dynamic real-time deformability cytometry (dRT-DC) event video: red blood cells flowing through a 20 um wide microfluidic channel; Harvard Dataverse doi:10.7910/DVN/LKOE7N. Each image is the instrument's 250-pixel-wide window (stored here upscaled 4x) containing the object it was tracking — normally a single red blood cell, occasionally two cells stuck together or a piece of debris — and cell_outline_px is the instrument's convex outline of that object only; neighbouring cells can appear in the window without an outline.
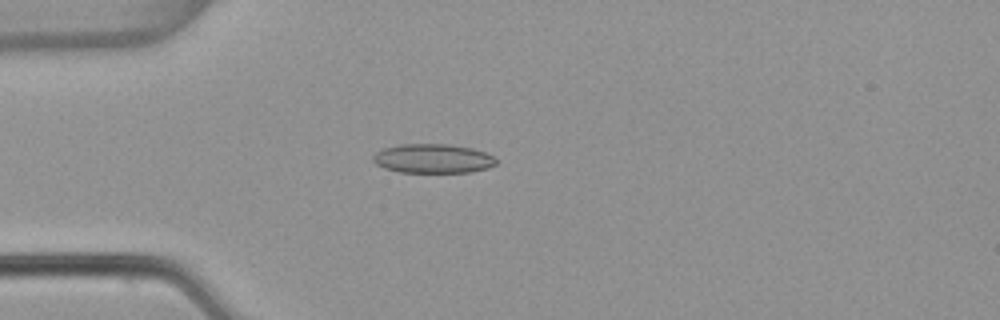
{"species": "common noctule bat (a hibernating species)", "species_latin": "Nyctalus noctula", "temperature_condition": "warm", "stored_images_in_passage": 54, "camera_frame_rate_fps": 3000, "um_per_image_px": 0.085, "animal": {"sex": "female", "body_mass_g": 22.7, "forearm_length_mm": 54.2}, "frame": {"image": 1, "passage_image": 15, "time_ms": 4.667, "image_size_px": [1000, 320], "cell_outline_px": [[496, 164], [488, 168], [472, 172], [400, 172], [384, 168], [376, 164], [372, 160], [372, 156], [376, 152], [384, 148], [400, 144], [448, 144], [472, 148], [484, 152], [492, 156], [496, 160]], "centroid_in_image_um": [36.78, 13.48], "position_along_channel_um": 48.2, "area_um2": 20.92}}
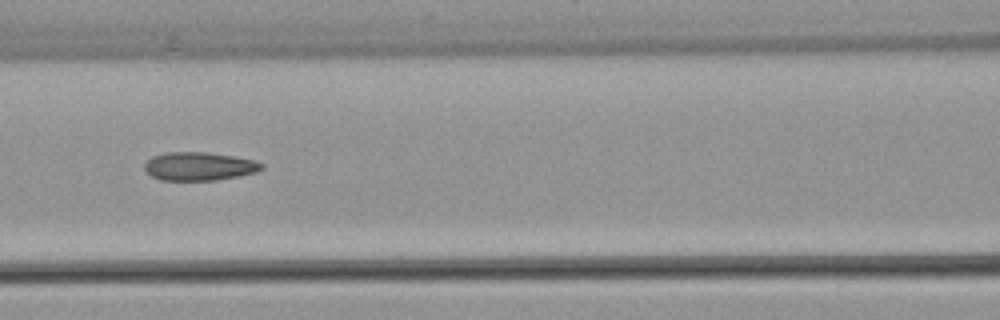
{"frame": {"image": 2, "passage_image": 24, "time_ms": 7.667, "image_size_px": [1000, 320], "cell_outline_px": [[264, 168], [256, 172], [240, 176], [216, 180], [160, 180], [152, 176], [144, 168], [144, 164], [152, 156], [168, 152], [208, 152], [256, 160], [264, 164]], "centroid_in_image_um": [16.96, 14.13], "position_along_channel_um": 149.6, "area_um2": 19.42}}
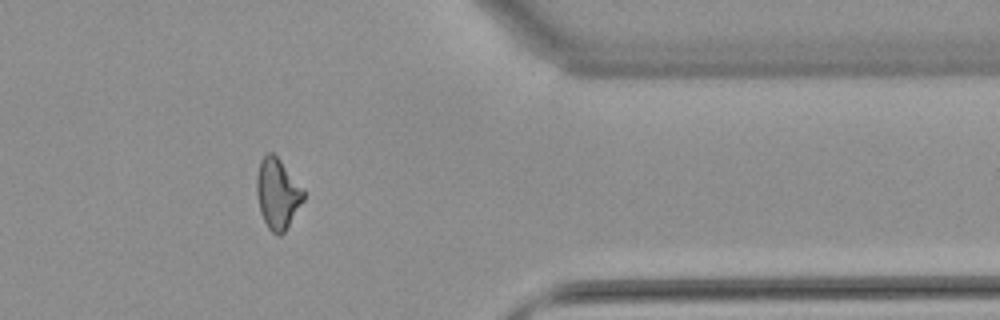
{"frame": {"image": 3, "passage_image": 44, "time_ms": 14.333, "image_size_px": [1000, 320], "cell_outline_px": [[304, 200], [284, 232], [280, 236], [276, 236], [268, 228], [260, 212], [256, 192], [256, 176], [260, 160], [268, 152], [272, 152], [280, 160], [304, 188]], "centroid_in_image_um": [23.58, 16.46], "position_along_channel_um": 387.8, "area_um2": 19.31}, "authors_computed_cell_mechanics": {"area_um2": 19.5364, "velocity_mm_per_s": 3.8442, "shape_relaxation_time_tau1_ms": null, "shape_relaxation_time_tau2_ms": 2.4762, "deformation_change_tau1": null, "deformation_change_tau2": 0.1028}}